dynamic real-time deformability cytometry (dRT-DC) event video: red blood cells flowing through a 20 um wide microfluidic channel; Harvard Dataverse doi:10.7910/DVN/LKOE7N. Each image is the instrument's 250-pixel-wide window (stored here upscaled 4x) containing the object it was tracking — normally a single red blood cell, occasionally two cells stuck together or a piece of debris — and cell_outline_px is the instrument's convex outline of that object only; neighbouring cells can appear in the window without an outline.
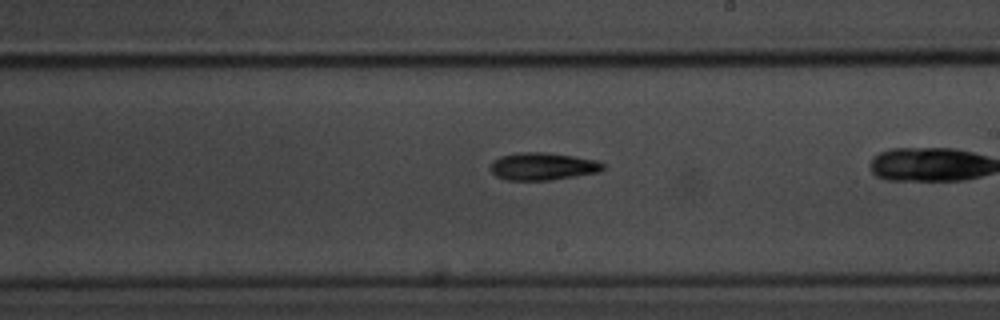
{"species": "common noctule bat (a hibernating species)", "species_latin": "Nyctalus noctula", "temperature_condition": "room temperature", "stored_images_in_passage": 28, "camera_frame_rate_fps": 3000, "um_per_image_px": 0.085, "animal": {"sex": "male", "body_mass_g": 20.1, "forearm_length_mm": 53.5}, "frame": {"image": 1, "passage_image": 20, "time_ms": 6.333, "image_size_px": [1000, 320], "cell_outline_px": [[604, 168], [596, 172], [552, 180], [508, 180], [496, 176], [488, 168], [492, 160], [500, 156], [520, 152], [544, 152], [572, 156], [596, 160], [604, 164]], "centroid_in_image_um": [46.06, 14.14], "position_along_channel_um": 242.9, "area_um2": 17.98}}